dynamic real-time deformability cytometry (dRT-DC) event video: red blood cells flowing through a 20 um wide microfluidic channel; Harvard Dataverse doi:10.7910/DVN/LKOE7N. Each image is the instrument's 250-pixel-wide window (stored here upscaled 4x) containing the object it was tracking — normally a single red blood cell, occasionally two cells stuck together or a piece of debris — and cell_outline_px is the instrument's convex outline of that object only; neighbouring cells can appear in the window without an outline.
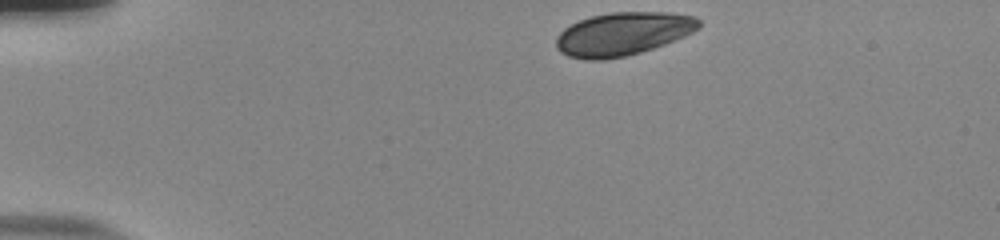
{"species": "human", "species_latin": "Homo sapiens", "temperature_condition": "room temperature", "stored_images_in_passage": 44, "camera_frame_rate_fps": 3000, "um_per_image_px": 0.085, "donor": {"sex": "male"}, "frame": {"image": 1, "passage_image": 1, "time_ms": 0.0, "image_size_px": [1000, 240], "cell_outline_px": [[700, 28], [684, 36], [664, 44], [640, 52], [624, 56], [604, 60], [588, 60], [568, 56], [560, 52], [556, 48], [556, 36], [564, 28], [580, 20], [592, 16], [612, 12], [668, 12], [696, 16], [700, 20]], "centroid_in_image_um": [52.94, 2.87], "position_along_channel_um": 32.1, "area_um2": 35.89}}
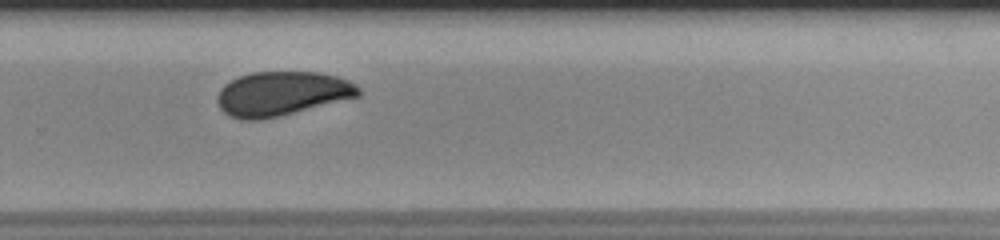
{"frame": {"image": 2, "passage_image": 28, "time_ms": 9.0, "image_size_px": [1000, 240], "cell_outline_px": [[360, 96], [280, 116], [260, 120], [240, 120], [228, 116], [220, 108], [216, 100], [216, 96], [220, 88], [224, 84], [240, 76], [252, 72], [320, 72], [336, 76], [348, 80], [356, 84], [360, 88]], "centroid_in_image_um": [23.93, 7.97], "position_along_channel_um": 305.9, "area_um2": 36.65}}
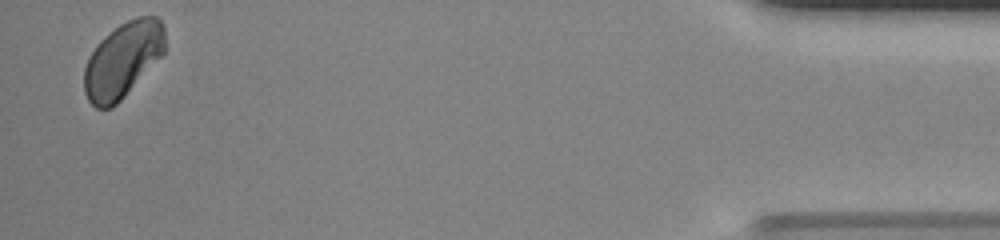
{"frame": {"image": 3, "passage_image": 43, "time_ms": 14.0, "image_size_px": [1000, 240], "cell_outline_px": [[164, 52], [124, 96], [112, 108], [96, 108], [88, 100], [84, 92], [84, 68], [92, 52], [100, 40], [104, 36], [120, 24], [136, 16], [156, 16], [160, 20], [164, 28]], "centroid_in_image_um": [10.42, 5.08], "position_along_channel_um": 424.8, "area_um2": 34.97}, "authors_computed_cell_mechanics": {"area_um2": 36.5874, "velocity_mm_per_s": 3.8317, "shape_relaxation_time_tau1_ms": 4.7087, "shape_relaxation_time_tau2_ms": null, "deformation_change_tau1": 0.0747, "deformation_change_tau2": null}}